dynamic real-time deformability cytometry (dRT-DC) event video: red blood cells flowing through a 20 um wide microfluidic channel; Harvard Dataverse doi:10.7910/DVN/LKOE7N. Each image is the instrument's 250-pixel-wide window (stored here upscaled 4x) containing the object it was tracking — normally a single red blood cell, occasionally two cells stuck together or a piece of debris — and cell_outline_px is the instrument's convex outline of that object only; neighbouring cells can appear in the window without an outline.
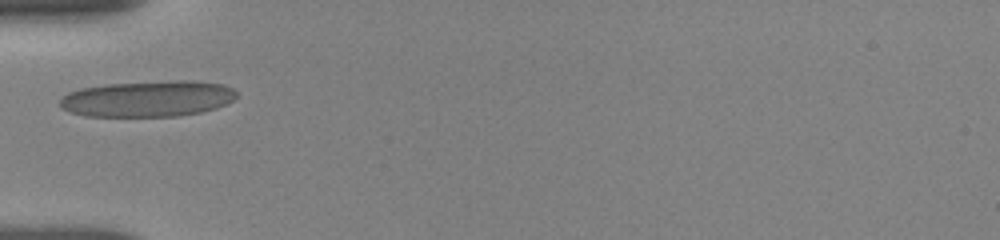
{"species": "human", "species_latin": "Homo sapiens", "temperature_condition": "room temperature", "stored_images_in_passage": 21, "camera_frame_rate_fps": 3000, "um_per_image_px": 0.085, "donor": {"sex": "female"}, "frame": {"image": 1, "passage_image": 1, "time_ms": 0.0, "image_size_px": [1000, 240], "cell_outline_px": [[236, 96], [232, 100], [216, 108], [200, 112], [176, 116], [84, 116], [60, 108], [60, 100], [68, 92], [80, 88], [108, 84], [176, 80], [192, 80], [224, 84], [232, 88], [236, 92]], "centroid_in_image_um": [12.56, 8.38], "position_along_channel_um": 72.4, "area_um2": 37.05}}
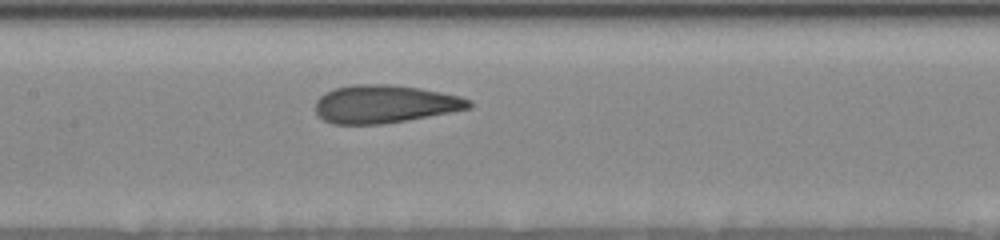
{"frame": {"image": 2, "passage_image": 9, "time_ms": 2.667, "image_size_px": [1000, 240], "cell_outline_px": [[472, 108], [408, 120], [384, 124], [332, 124], [324, 120], [316, 112], [316, 100], [320, 96], [336, 88], [352, 84], [388, 84], [420, 88], [460, 96], [472, 100]], "centroid_in_image_um": [32.73, 8.85], "position_along_channel_um": 174.7, "area_um2": 33.99}}
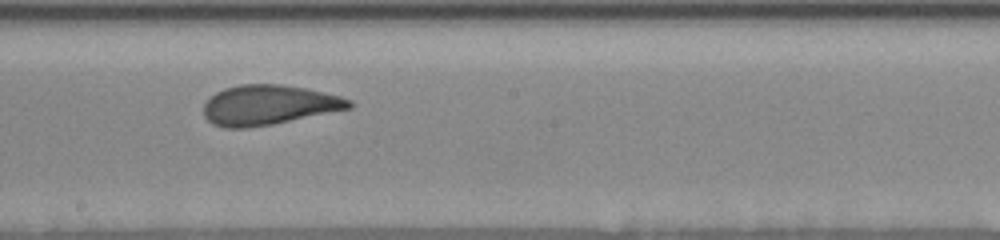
{"frame": {"image": 3, "passage_image": 16, "time_ms": 4.0, "image_size_px": [1000, 240], "cell_outline_px": [[356, 104], [352, 108], [272, 124], [248, 128], [224, 128], [212, 124], [204, 116], [204, 104], [216, 92], [224, 88], [240, 84], [280, 84], [308, 88], [340, 96], [352, 100]], "centroid_in_image_um": [22.86, 8.92], "position_along_channel_um": 225.3, "area_um2": 33.99}}